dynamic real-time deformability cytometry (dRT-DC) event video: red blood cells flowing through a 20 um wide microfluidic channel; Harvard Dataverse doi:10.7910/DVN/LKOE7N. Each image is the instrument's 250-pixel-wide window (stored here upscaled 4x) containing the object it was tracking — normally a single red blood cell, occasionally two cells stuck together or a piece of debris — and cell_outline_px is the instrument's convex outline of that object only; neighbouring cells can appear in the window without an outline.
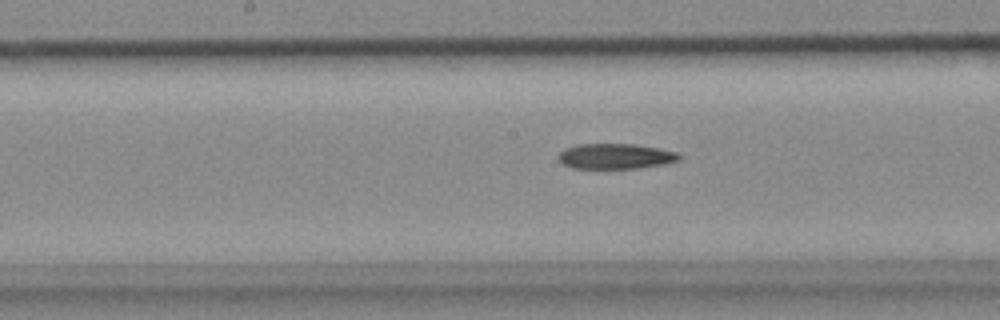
{"species": "common noctule bat (a hibernating species)", "species_latin": "Nyctalus noctula", "temperature_condition": "cold", "stored_images_in_passage": 35, "camera_frame_rate_fps": 3000, "um_per_image_px": 0.085, "animal": {"sex": "female", "body_mass_g": 18.4}, "frame": {"image": 1, "passage_image": 19, "time_ms": 6.0, "image_size_px": [1000, 320], "cell_outline_px": [[680, 160], [664, 164], [640, 168], [572, 168], [564, 164], [556, 156], [564, 148], [576, 144], [636, 144], [676, 152], [680, 156]], "centroid_in_image_um": [52.28, 13.28], "position_along_channel_um": 195.9, "area_um2": 17.8}}
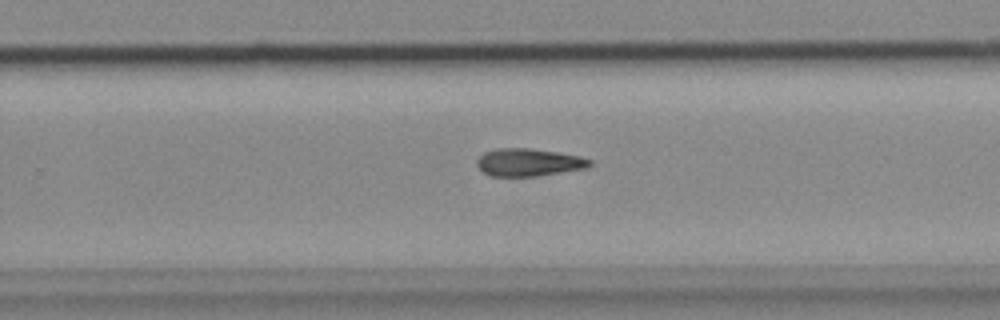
{"frame": {"image": 2, "passage_image": 26, "time_ms": 8.333, "image_size_px": [1000, 320], "cell_outline_px": [[592, 164], [588, 168], [536, 176], [488, 176], [476, 164], [476, 160], [484, 152], [496, 148], [532, 148], [580, 156], [592, 160]], "centroid_in_image_um": [44.94, 13.79], "position_along_channel_um": 284.9, "area_um2": 18.26}}
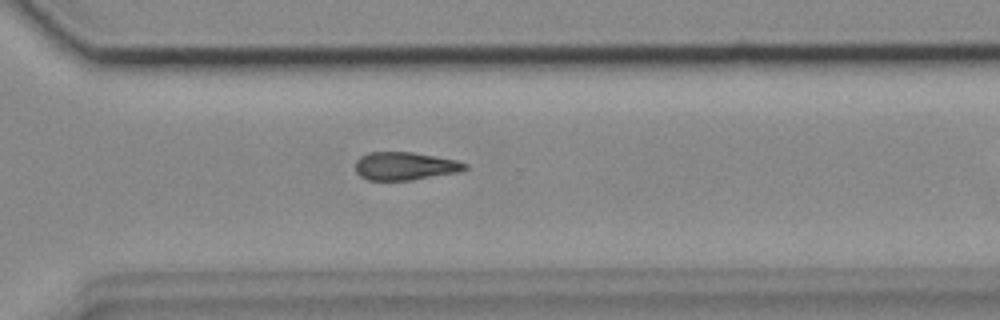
{"frame": {"image": 3, "passage_image": 30, "time_ms": 9.667, "image_size_px": [1000, 320], "cell_outline_px": [[468, 168], [460, 172], [408, 180], [368, 180], [360, 176], [356, 172], [356, 160], [360, 156], [368, 152], [412, 152], [456, 160], [468, 164]], "centroid_in_image_um": [34.42, 14.11], "position_along_channel_um": 336.2, "area_um2": 17.86}}